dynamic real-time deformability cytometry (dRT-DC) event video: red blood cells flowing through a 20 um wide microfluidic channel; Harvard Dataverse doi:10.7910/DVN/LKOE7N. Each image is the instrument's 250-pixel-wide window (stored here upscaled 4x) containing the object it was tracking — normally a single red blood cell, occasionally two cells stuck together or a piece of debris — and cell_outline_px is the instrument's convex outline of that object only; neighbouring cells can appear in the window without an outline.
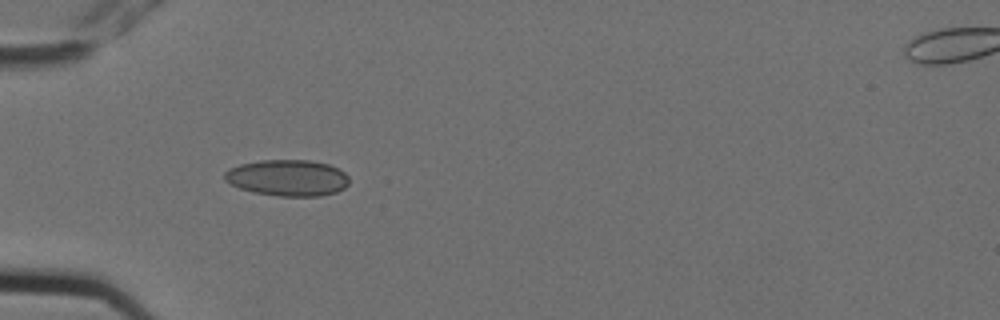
{"species": "Egyptian fruit bat (a non-hibernating species)", "species_latin": "Rousettus aegyptiacus", "temperature_condition": "cold", "stored_images_in_passage": 8, "camera_frame_rate_fps": 3000, "um_per_image_px": 0.085, "animal": {"sex": "female"}, "frame": {"image": 1, "passage_image": 6, "time_ms": 1.667, "image_size_px": [1000, 320], "cell_outline_px": [[348, 184], [344, 188], [336, 192], [320, 196], [280, 196], [252, 192], [240, 188], [224, 180], [224, 172], [228, 168], [240, 164], [260, 160], [308, 160], [328, 164], [344, 172], [348, 176]], "centroid_in_image_um": [24.42, 15.11], "position_along_channel_um": 60.6, "area_um2": 26.36}}
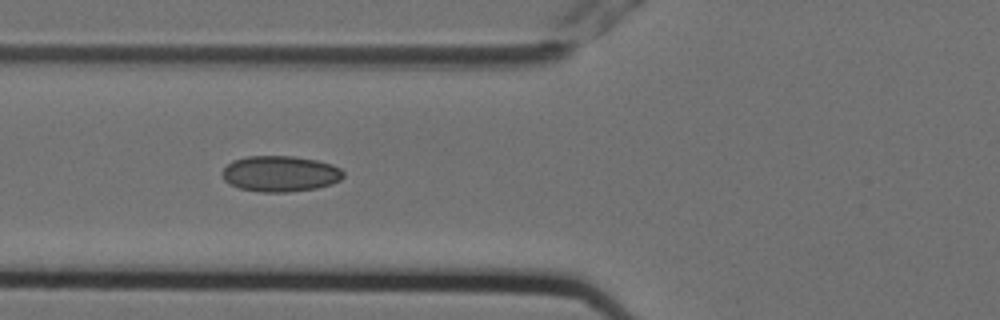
{"frame": {"image": 2, "passage_image": 7, "time_ms": 2.0, "image_size_px": [1000, 320], "cell_outline_px": [[344, 176], [340, 180], [332, 184], [316, 188], [288, 192], [260, 192], [240, 188], [228, 184], [224, 180], [220, 172], [232, 160], [248, 156], [292, 156], [316, 160], [332, 164], [340, 168], [344, 172]], "centroid_in_image_um": [23.8, 14.77], "position_along_channel_um": 102.0, "area_um2": 25.49}}
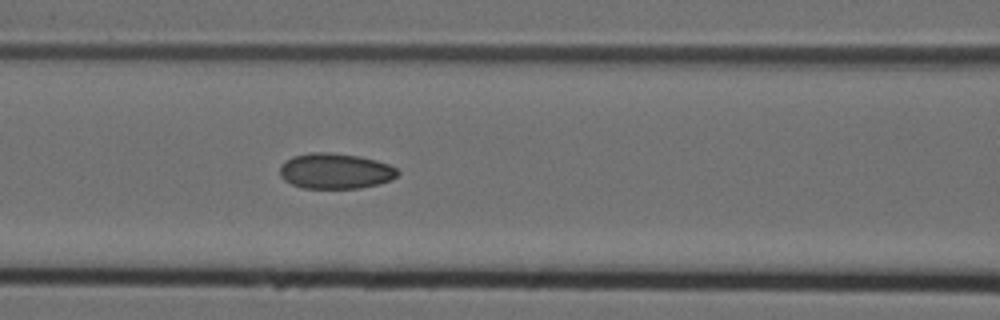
{"frame": {"image": 3, "passage_image": 8, "time_ms": 2.333, "image_size_px": [1000, 320], "cell_outline_px": [[400, 172], [392, 180], [360, 188], [304, 188], [292, 184], [284, 180], [280, 176], [280, 168], [292, 156], [308, 152], [328, 152], [360, 156], [376, 160], [388, 164], [396, 168]], "centroid_in_image_um": [28.51, 14.53], "position_along_channel_um": 138.1, "area_um2": 24.33}}